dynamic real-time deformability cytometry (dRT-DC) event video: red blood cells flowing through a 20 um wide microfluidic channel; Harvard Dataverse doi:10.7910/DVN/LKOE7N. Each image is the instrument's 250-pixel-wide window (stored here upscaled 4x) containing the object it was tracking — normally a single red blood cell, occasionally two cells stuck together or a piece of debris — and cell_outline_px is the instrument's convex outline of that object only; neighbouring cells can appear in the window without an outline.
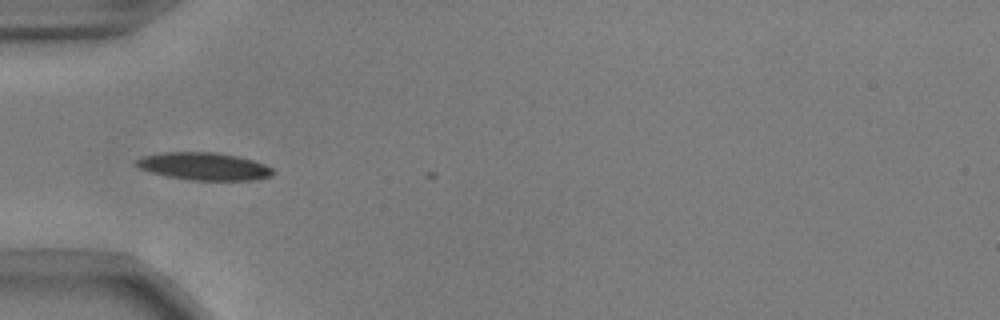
{"species": "common noctule bat (a hibernating species)", "species_latin": "Nyctalus noctula", "temperature_condition": "warm", "stored_images_in_passage": 4, "camera_frame_rate_fps": 3000, "um_per_image_px": 0.085, "animal": {"sex": "male", "body_mass_g": 17.9, "forearm_length_mm": 54.2}, "frame": {"image": 1, "passage_image": 2, "time_ms": 0.333, "image_size_px": [1000, 320], "cell_outline_px": [[276, 172], [272, 176], [256, 180], [188, 180], [168, 176], [152, 172], [140, 168], [132, 164], [132, 160], [144, 156], [164, 152], [212, 152], [236, 156], [252, 160], [264, 164], [272, 168]], "centroid_in_image_um": [17.33, 14.14], "position_along_channel_um": 67.7, "area_um2": 22.02}}